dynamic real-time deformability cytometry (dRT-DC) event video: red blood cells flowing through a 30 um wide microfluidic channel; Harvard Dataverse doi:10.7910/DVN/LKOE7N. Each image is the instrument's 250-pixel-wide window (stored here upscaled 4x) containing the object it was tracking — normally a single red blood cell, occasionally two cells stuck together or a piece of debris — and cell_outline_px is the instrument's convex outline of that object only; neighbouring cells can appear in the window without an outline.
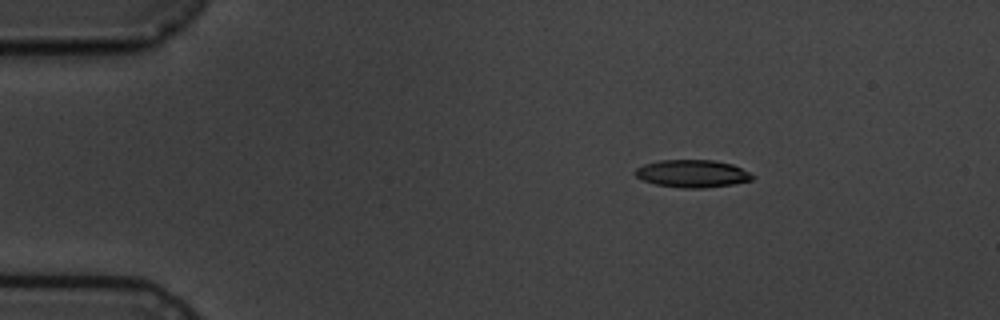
{"species": "common noctule bat (a hibernating species)", "species_latin": "Nyctalus noctula", "temperature_condition": "cold", "stored_images_in_passage": 4, "camera_frame_rate_fps": 3000, "um_per_image_px": 0.085, "animal": {"sex": "male", "body_mass_g": 19.5, "forearm_length_mm": 54.6}, "frame": {"image": 1, "passage_image": 2, "time_ms": 1.0, "image_size_px": [1000, 320], "cell_outline_px": [[756, 176], [752, 180], [732, 184], [704, 188], [684, 188], [656, 184], [644, 180], [636, 176], [632, 172], [636, 168], [644, 164], [660, 160], [712, 160], [732, 164]], "centroid_in_image_um": [58.83, 14.75], "position_along_channel_um": 26.2, "area_um2": 18.73}}